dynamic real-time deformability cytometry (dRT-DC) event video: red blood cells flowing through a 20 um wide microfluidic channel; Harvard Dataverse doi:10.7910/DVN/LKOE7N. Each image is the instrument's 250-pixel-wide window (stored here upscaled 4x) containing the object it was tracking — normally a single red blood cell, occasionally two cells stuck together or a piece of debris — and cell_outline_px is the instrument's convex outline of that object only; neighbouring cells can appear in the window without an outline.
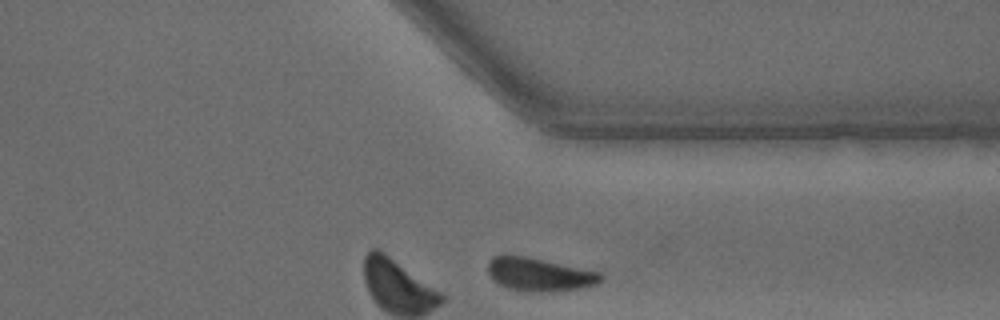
{"species": "common noctule bat (a hibernating species)", "species_latin": "Nyctalus noctula", "temperature_condition": "warm", "stored_images_in_passage": 24, "camera_frame_rate_fps": 3000, "um_per_image_px": 0.085, "animal": {"sex": "male", "body_mass_g": 15.6}, "frame": {"image": 1, "passage_image": 24, "time_ms": 7.667, "image_size_px": [1000, 320], "cell_outline_px": [[604, 280], [596, 284], [580, 288], [508, 288], [492, 280], [488, 272], [488, 264], [492, 256], [504, 252], [524, 256], [600, 272], [604, 276]], "centroid_in_image_um": [45.78, 23.23], "position_along_channel_um": 365.6, "area_um2": 20.87}, "authors_computed_cell_mechanics": {"area_um2": 23.2067, "velocity_mm_per_s": 4.1905, "shape_relaxation_time_tau1_ms": 1.5818, "shape_relaxation_time_tau2_ms": null, "deformation_change_tau1": 0.0984, "deformation_change_tau2": null}}